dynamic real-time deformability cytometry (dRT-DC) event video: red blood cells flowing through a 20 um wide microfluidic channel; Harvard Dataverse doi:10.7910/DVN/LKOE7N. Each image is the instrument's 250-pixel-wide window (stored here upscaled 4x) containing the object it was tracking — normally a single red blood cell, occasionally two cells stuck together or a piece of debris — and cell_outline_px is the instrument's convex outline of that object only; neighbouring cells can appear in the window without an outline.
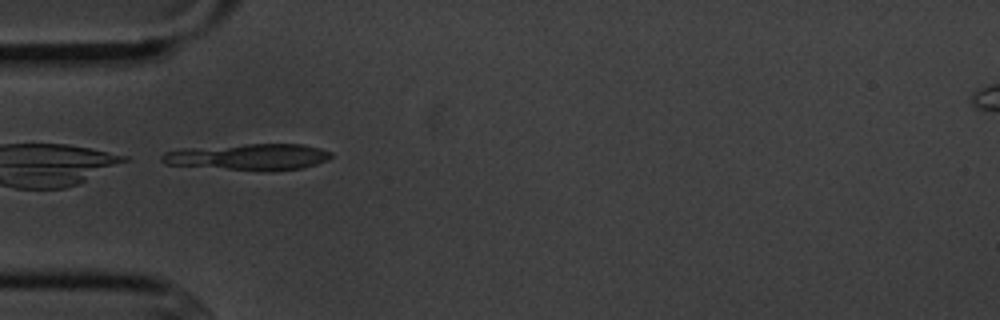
{"species": "common noctule bat (a hibernating species)", "species_latin": "Nyctalus noctula", "temperature_condition": "cold", "stored_images_in_passage": 6, "camera_frame_rate_fps": 3000, "um_per_image_px": 0.085, "animal": {"sex": "male", "body_mass_g": 20.1, "forearm_length_mm": 53.5}, "frame": {"image": 1, "passage_image": 5, "time_ms": 5.667, "image_size_px": [1000, 320], "cell_outline_px": [[332, 156], [328, 160], [316, 164], [300, 168], [268, 172], [164, 164], [160, 160], [160, 156], [164, 152], [184, 148], [244, 144], [304, 144], [320, 148], [332, 152]], "centroid_in_image_um": [21.13, 13.34], "position_along_channel_um": 63.9, "area_um2": 26.3}}